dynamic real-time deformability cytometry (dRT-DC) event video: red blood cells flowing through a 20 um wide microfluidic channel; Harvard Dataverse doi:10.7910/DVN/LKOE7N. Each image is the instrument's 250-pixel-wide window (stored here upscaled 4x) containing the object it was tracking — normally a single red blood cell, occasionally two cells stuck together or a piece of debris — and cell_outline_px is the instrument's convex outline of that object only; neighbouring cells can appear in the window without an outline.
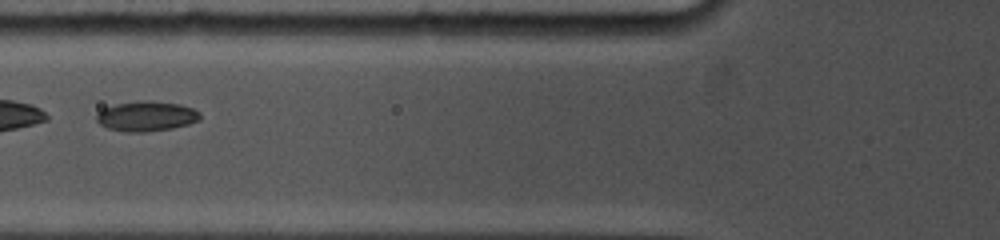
{"species": "common noctule bat (a hibernating species)", "species_latin": "Nyctalus noctula", "temperature_condition": "cold", "stored_images_in_passage": 5, "camera_frame_rate_fps": 5000, "um_per_image_px": 0.085, "animal": {"sex": "female", "body_mass_g": 19.0, "forearm_length_mm": 53.3}, "frame": {"image": 1, "passage_image": 3, "time_ms": 1.8, "image_size_px": [1000, 240], "cell_outline_px": [[200, 120], [188, 124], [172, 128], [144, 132], [124, 132], [108, 128], [100, 124], [96, 120], [96, 116], [104, 108], [116, 104], [144, 100], [152, 100], [180, 104], [192, 108], [200, 112]], "centroid_in_image_um": [12.46, 9.87], "position_along_channel_um": 113.3, "area_um2": 18.09}}